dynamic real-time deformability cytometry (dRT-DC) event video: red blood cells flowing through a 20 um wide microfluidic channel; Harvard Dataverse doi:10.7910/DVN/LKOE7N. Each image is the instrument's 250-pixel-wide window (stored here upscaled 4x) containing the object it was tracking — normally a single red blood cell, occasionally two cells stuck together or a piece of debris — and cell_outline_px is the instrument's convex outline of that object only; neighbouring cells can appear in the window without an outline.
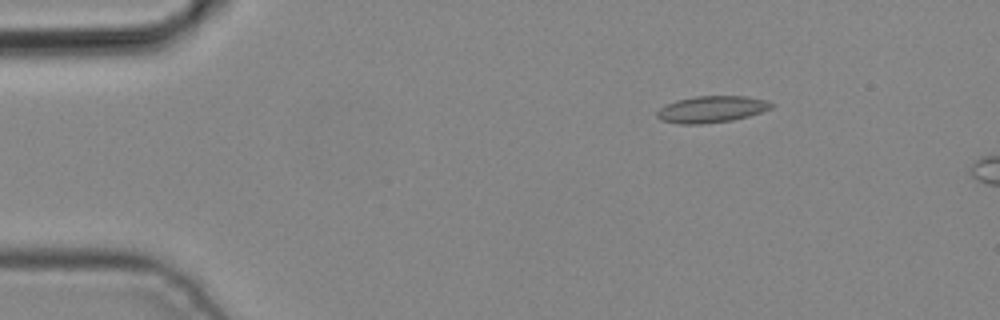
{"species": "common noctule bat (a hibernating species)", "species_latin": "Nyctalus noctula", "temperature_condition": "cold", "stored_images_in_passage": 4, "camera_frame_rate_fps": 3000, "um_per_image_px": 0.085, "animal": {"sex": "male", "body_mass_g": 19.2, "forearm_length_mm": 51.8}, "frame": {"image": 1, "passage_image": 2, "time_ms": 0.333, "image_size_px": [1000, 320], "cell_outline_px": [[776, 104], [772, 108], [748, 116], [732, 120], [700, 124], [680, 124], [660, 120], [656, 116], [656, 112], [660, 108], [676, 100], [696, 96], [744, 96], [764, 100]], "centroid_in_image_um": [60.47, 9.29], "position_along_channel_um": 24.5, "area_um2": 17.63}}